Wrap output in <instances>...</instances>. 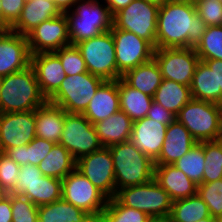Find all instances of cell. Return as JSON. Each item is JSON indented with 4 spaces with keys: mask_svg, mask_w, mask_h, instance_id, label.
Returning <instances> with one entry per match:
<instances>
[{
    "mask_svg": "<svg viewBox=\"0 0 222 222\" xmlns=\"http://www.w3.org/2000/svg\"><path fill=\"white\" fill-rule=\"evenodd\" d=\"M206 27L194 4L167 2L158 12L156 49L195 48Z\"/></svg>",
    "mask_w": 222,
    "mask_h": 222,
    "instance_id": "1",
    "label": "cell"
},
{
    "mask_svg": "<svg viewBox=\"0 0 222 222\" xmlns=\"http://www.w3.org/2000/svg\"><path fill=\"white\" fill-rule=\"evenodd\" d=\"M31 65L2 77L0 113L36 110L47 102Z\"/></svg>",
    "mask_w": 222,
    "mask_h": 222,
    "instance_id": "2",
    "label": "cell"
},
{
    "mask_svg": "<svg viewBox=\"0 0 222 222\" xmlns=\"http://www.w3.org/2000/svg\"><path fill=\"white\" fill-rule=\"evenodd\" d=\"M65 15L71 45L97 37L112 28L113 16L103 0H81Z\"/></svg>",
    "mask_w": 222,
    "mask_h": 222,
    "instance_id": "3",
    "label": "cell"
},
{
    "mask_svg": "<svg viewBox=\"0 0 222 222\" xmlns=\"http://www.w3.org/2000/svg\"><path fill=\"white\" fill-rule=\"evenodd\" d=\"M109 149L113 159L116 192L154 178V162L135 147L131 140L114 144Z\"/></svg>",
    "mask_w": 222,
    "mask_h": 222,
    "instance_id": "4",
    "label": "cell"
},
{
    "mask_svg": "<svg viewBox=\"0 0 222 222\" xmlns=\"http://www.w3.org/2000/svg\"><path fill=\"white\" fill-rule=\"evenodd\" d=\"M176 119L198 143L222 139V107L220 104L191 99Z\"/></svg>",
    "mask_w": 222,
    "mask_h": 222,
    "instance_id": "5",
    "label": "cell"
},
{
    "mask_svg": "<svg viewBox=\"0 0 222 222\" xmlns=\"http://www.w3.org/2000/svg\"><path fill=\"white\" fill-rule=\"evenodd\" d=\"M115 198L122 205L143 211L152 218H169L172 210L173 201L154 178L144 184L119 189Z\"/></svg>",
    "mask_w": 222,
    "mask_h": 222,
    "instance_id": "6",
    "label": "cell"
},
{
    "mask_svg": "<svg viewBox=\"0 0 222 222\" xmlns=\"http://www.w3.org/2000/svg\"><path fill=\"white\" fill-rule=\"evenodd\" d=\"M105 82L89 72L66 76L59 89L48 99L67 113L83 114L98 88Z\"/></svg>",
    "mask_w": 222,
    "mask_h": 222,
    "instance_id": "7",
    "label": "cell"
},
{
    "mask_svg": "<svg viewBox=\"0 0 222 222\" xmlns=\"http://www.w3.org/2000/svg\"><path fill=\"white\" fill-rule=\"evenodd\" d=\"M87 71L105 81L117 80L115 43L111 31L76 44Z\"/></svg>",
    "mask_w": 222,
    "mask_h": 222,
    "instance_id": "8",
    "label": "cell"
},
{
    "mask_svg": "<svg viewBox=\"0 0 222 222\" xmlns=\"http://www.w3.org/2000/svg\"><path fill=\"white\" fill-rule=\"evenodd\" d=\"M158 12L159 7L146 0H133L113 15L112 26L136 34L156 49Z\"/></svg>",
    "mask_w": 222,
    "mask_h": 222,
    "instance_id": "9",
    "label": "cell"
},
{
    "mask_svg": "<svg viewBox=\"0 0 222 222\" xmlns=\"http://www.w3.org/2000/svg\"><path fill=\"white\" fill-rule=\"evenodd\" d=\"M59 144L63 145L75 160L103 147L94 125L83 114L67 112L64 114V129Z\"/></svg>",
    "mask_w": 222,
    "mask_h": 222,
    "instance_id": "10",
    "label": "cell"
},
{
    "mask_svg": "<svg viewBox=\"0 0 222 222\" xmlns=\"http://www.w3.org/2000/svg\"><path fill=\"white\" fill-rule=\"evenodd\" d=\"M153 59L158 64L163 79L187 86L191 85L200 62L194 47L155 49Z\"/></svg>",
    "mask_w": 222,
    "mask_h": 222,
    "instance_id": "11",
    "label": "cell"
},
{
    "mask_svg": "<svg viewBox=\"0 0 222 222\" xmlns=\"http://www.w3.org/2000/svg\"><path fill=\"white\" fill-rule=\"evenodd\" d=\"M117 63V80L127 71L153 59L155 48L136 34L112 26Z\"/></svg>",
    "mask_w": 222,
    "mask_h": 222,
    "instance_id": "12",
    "label": "cell"
},
{
    "mask_svg": "<svg viewBox=\"0 0 222 222\" xmlns=\"http://www.w3.org/2000/svg\"><path fill=\"white\" fill-rule=\"evenodd\" d=\"M76 170L84 175L108 199L115 197V172L109 147H102L76 160Z\"/></svg>",
    "mask_w": 222,
    "mask_h": 222,
    "instance_id": "13",
    "label": "cell"
},
{
    "mask_svg": "<svg viewBox=\"0 0 222 222\" xmlns=\"http://www.w3.org/2000/svg\"><path fill=\"white\" fill-rule=\"evenodd\" d=\"M62 199L86 213H103L108 198L74 169L62 179Z\"/></svg>",
    "mask_w": 222,
    "mask_h": 222,
    "instance_id": "14",
    "label": "cell"
},
{
    "mask_svg": "<svg viewBox=\"0 0 222 222\" xmlns=\"http://www.w3.org/2000/svg\"><path fill=\"white\" fill-rule=\"evenodd\" d=\"M31 55L51 53L70 45L68 19L65 13L43 21L27 35Z\"/></svg>",
    "mask_w": 222,
    "mask_h": 222,
    "instance_id": "15",
    "label": "cell"
},
{
    "mask_svg": "<svg viewBox=\"0 0 222 222\" xmlns=\"http://www.w3.org/2000/svg\"><path fill=\"white\" fill-rule=\"evenodd\" d=\"M35 110L0 113V152L27 145L36 137Z\"/></svg>",
    "mask_w": 222,
    "mask_h": 222,
    "instance_id": "16",
    "label": "cell"
},
{
    "mask_svg": "<svg viewBox=\"0 0 222 222\" xmlns=\"http://www.w3.org/2000/svg\"><path fill=\"white\" fill-rule=\"evenodd\" d=\"M30 63L27 37L11 30H0V76L24 70Z\"/></svg>",
    "mask_w": 222,
    "mask_h": 222,
    "instance_id": "17",
    "label": "cell"
},
{
    "mask_svg": "<svg viewBox=\"0 0 222 222\" xmlns=\"http://www.w3.org/2000/svg\"><path fill=\"white\" fill-rule=\"evenodd\" d=\"M167 126L146 116L133 122L130 140L135 147L155 162L161 152Z\"/></svg>",
    "mask_w": 222,
    "mask_h": 222,
    "instance_id": "18",
    "label": "cell"
},
{
    "mask_svg": "<svg viewBox=\"0 0 222 222\" xmlns=\"http://www.w3.org/2000/svg\"><path fill=\"white\" fill-rule=\"evenodd\" d=\"M30 65L35 71L41 92L48 100L67 76L60 59L53 52L37 53L31 55Z\"/></svg>",
    "mask_w": 222,
    "mask_h": 222,
    "instance_id": "19",
    "label": "cell"
},
{
    "mask_svg": "<svg viewBox=\"0 0 222 222\" xmlns=\"http://www.w3.org/2000/svg\"><path fill=\"white\" fill-rule=\"evenodd\" d=\"M154 179L169 194L172 201L197 194L198 185L174 164L155 165Z\"/></svg>",
    "mask_w": 222,
    "mask_h": 222,
    "instance_id": "20",
    "label": "cell"
},
{
    "mask_svg": "<svg viewBox=\"0 0 222 222\" xmlns=\"http://www.w3.org/2000/svg\"><path fill=\"white\" fill-rule=\"evenodd\" d=\"M197 142L177 119L167 126L161 152L154 165L173 164Z\"/></svg>",
    "mask_w": 222,
    "mask_h": 222,
    "instance_id": "21",
    "label": "cell"
},
{
    "mask_svg": "<svg viewBox=\"0 0 222 222\" xmlns=\"http://www.w3.org/2000/svg\"><path fill=\"white\" fill-rule=\"evenodd\" d=\"M119 110L118 80L105 81L90 100L83 115L94 125Z\"/></svg>",
    "mask_w": 222,
    "mask_h": 222,
    "instance_id": "22",
    "label": "cell"
},
{
    "mask_svg": "<svg viewBox=\"0 0 222 222\" xmlns=\"http://www.w3.org/2000/svg\"><path fill=\"white\" fill-rule=\"evenodd\" d=\"M60 14L61 12L52 0H29L25 2L20 17L10 27V30L26 36L43 21Z\"/></svg>",
    "mask_w": 222,
    "mask_h": 222,
    "instance_id": "23",
    "label": "cell"
},
{
    "mask_svg": "<svg viewBox=\"0 0 222 222\" xmlns=\"http://www.w3.org/2000/svg\"><path fill=\"white\" fill-rule=\"evenodd\" d=\"M131 118L122 110L94 124L103 147L129 141L132 134Z\"/></svg>",
    "mask_w": 222,
    "mask_h": 222,
    "instance_id": "24",
    "label": "cell"
},
{
    "mask_svg": "<svg viewBox=\"0 0 222 222\" xmlns=\"http://www.w3.org/2000/svg\"><path fill=\"white\" fill-rule=\"evenodd\" d=\"M66 111L47 101L35 110L36 136L59 144Z\"/></svg>",
    "mask_w": 222,
    "mask_h": 222,
    "instance_id": "25",
    "label": "cell"
},
{
    "mask_svg": "<svg viewBox=\"0 0 222 222\" xmlns=\"http://www.w3.org/2000/svg\"><path fill=\"white\" fill-rule=\"evenodd\" d=\"M121 78L132 88L152 97L163 80L159 66L154 59L127 71Z\"/></svg>",
    "mask_w": 222,
    "mask_h": 222,
    "instance_id": "26",
    "label": "cell"
},
{
    "mask_svg": "<svg viewBox=\"0 0 222 222\" xmlns=\"http://www.w3.org/2000/svg\"><path fill=\"white\" fill-rule=\"evenodd\" d=\"M190 91L193 99L216 103L215 59L200 60Z\"/></svg>",
    "mask_w": 222,
    "mask_h": 222,
    "instance_id": "27",
    "label": "cell"
},
{
    "mask_svg": "<svg viewBox=\"0 0 222 222\" xmlns=\"http://www.w3.org/2000/svg\"><path fill=\"white\" fill-rule=\"evenodd\" d=\"M120 110L134 122L147 116L153 97L129 86L122 78L118 79Z\"/></svg>",
    "mask_w": 222,
    "mask_h": 222,
    "instance_id": "28",
    "label": "cell"
},
{
    "mask_svg": "<svg viewBox=\"0 0 222 222\" xmlns=\"http://www.w3.org/2000/svg\"><path fill=\"white\" fill-rule=\"evenodd\" d=\"M191 99L190 86L167 79L162 80L153 96V101L159 103L176 116Z\"/></svg>",
    "mask_w": 222,
    "mask_h": 222,
    "instance_id": "29",
    "label": "cell"
},
{
    "mask_svg": "<svg viewBox=\"0 0 222 222\" xmlns=\"http://www.w3.org/2000/svg\"><path fill=\"white\" fill-rule=\"evenodd\" d=\"M76 167V160L61 144H55L45 158L38 164L44 176L65 178Z\"/></svg>",
    "mask_w": 222,
    "mask_h": 222,
    "instance_id": "30",
    "label": "cell"
},
{
    "mask_svg": "<svg viewBox=\"0 0 222 222\" xmlns=\"http://www.w3.org/2000/svg\"><path fill=\"white\" fill-rule=\"evenodd\" d=\"M54 145L55 143L36 136L29 144L9 148L4 153L19 166H38Z\"/></svg>",
    "mask_w": 222,
    "mask_h": 222,
    "instance_id": "31",
    "label": "cell"
},
{
    "mask_svg": "<svg viewBox=\"0 0 222 222\" xmlns=\"http://www.w3.org/2000/svg\"><path fill=\"white\" fill-rule=\"evenodd\" d=\"M21 196L28 198L37 207L50 204L62 198V180L43 175Z\"/></svg>",
    "mask_w": 222,
    "mask_h": 222,
    "instance_id": "32",
    "label": "cell"
},
{
    "mask_svg": "<svg viewBox=\"0 0 222 222\" xmlns=\"http://www.w3.org/2000/svg\"><path fill=\"white\" fill-rule=\"evenodd\" d=\"M211 216L208 206L198 194L173 201L169 218L173 222H196Z\"/></svg>",
    "mask_w": 222,
    "mask_h": 222,
    "instance_id": "33",
    "label": "cell"
},
{
    "mask_svg": "<svg viewBox=\"0 0 222 222\" xmlns=\"http://www.w3.org/2000/svg\"><path fill=\"white\" fill-rule=\"evenodd\" d=\"M87 213L63 200L38 207L41 222H80Z\"/></svg>",
    "mask_w": 222,
    "mask_h": 222,
    "instance_id": "34",
    "label": "cell"
},
{
    "mask_svg": "<svg viewBox=\"0 0 222 222\" xmlns=\"http://www.w3.org/2000/svg\"><path fill=\"white\" fill-rule=\"evenodd\" d=\"M204 162V142H197L173 164L176 168L183 171L195 184L199 185L203 183Z\"/></svg>",
    "mask_w": 222,
    "mask_h": 222,
    "instance_id": "35",
    "label": "cell"
},
{
    "mask_svg": "<svg viewBox=\"0 0 222 222\" xmlns=\"http://www.w3.org/2000/svg\"><path fill=\"white\" fill-rule=\"evenodd\" d=\"M203 183L222 179V139L204 142Z\"/></svg>",
    "mask_w": 222,
    "mask_h": 222,
    "instance_id": "36",
    "label": "cell"
},
{
    "mask_svg": "<svg viewBox=\"0 0 222 222\" xmlns=\"http://www.w3.org/2000/svg\"><path fill=\"white\" fill-rule=\"evenodd\" d=\"M195 50L200 60H222V26H207Z\"/></svg>",
    "mask_w": 222,
    "mask_h": 222,
    "instance_id": "37",
    "label": "cell"
},
{
    "mask_svg": "<svg viewBox=\"0 0 222 222\" xmlns=\"http://www.w3.org/2000/svg\"><path fill=\"white\" fill-rule=\"evenodd\" d=\"M149 218L143 211L122 205L115 197L108 199L103 210V222H147Z\"/></svg>",
    "mask_w": 222,
    "mask_h": 222,
    "instance_id": "38",
    "label": "cell"
},
{
    "mask_svg": "<svg viewBox=\"0 0 222 222\" xmlns=\"http://www.w3.org/2000/svg\"><path fill=\"white\" fill-rule=\"evenodd\" d=\"M197 194L208 206L210 215L222 219V179L199 184Z\"/></svg>",
    "mask_w": 222,
    "mask_h": 222,
    "instance_id": "39",
    "label": "cell"
},
{
    "mask_svg": "<svg viewBox=\"0 0 222 222\" xmlns=\"http://www.w3.org/2000/svg\"><path fill=\"white\" fill-rule=\"evenodd\" d=\"M63 66L67 76L88 72L85 61L76 45H67L53 52Z\"/></svg>",
    "mask_w": 222,
    "mask_h": 222,
    "instance_id": "40",
    "label": "cell"
},
{
    "mask_svg": "<svg viewBox=\"0 0 222 222\" xmlns=\"http://www.w3.org/2000/svg\"><path fill=\"white\" fill-rule=\"evenodd\" d=\"M12 222H37L38 207L28 198L11 193Z\"/></svg>",
    "mask_w": 222,
    "mask_h": 222,
    "instance_id": "41",
    "label": "cell"
},
{
    "mask_svg": "<svg viewBox=\"0 0 222 222\" xmlns=\"http://www.w3.org/2000/svg\"><path fill=\"white\" fill-rule=\"evenodd\" d=\"M20 168L21 166L13 159L9 158L5 153L0 152V188L7 194L15 189Z\"/></svg>",
    "mask_w": 222,
    "mask_h": 222,
    "instance_id": "42",
    "label": "cell"
},
{
    "mask_svg": "<svg viewBox=\"0 0 222 222\" xmlns=\"http://www.w3.org/2000/svg\"><path fill=\"white\" fill-rule=\"evenodd\" d=\"M195 6L197 14L206 26H222L221 0H199Z\"/></svg>",
    "mask_w": 222,
    "mask_h": 222,
    "instance_id": "43",
    "label": "cell"
},
{
    "mask_svg": "<svg viewBox=\"0 0 222 222\" xmlns=\"http://www.w3.org/2000/svg\"><path fill=\"white\" fill-rule=\"evenodd\" d=\"M43 174L38 166L27 164L21 166L15 189L11 192L14 195H22L27 188H30Z\"/></svg>",
    "mask_w": 222,
    "mask_h": 222,
    "instance_id": "44",
    "label": "cell"
},
{
    "mask_svg": "<svg viewBox=\"0 0 222 222\" xmlns=\"http://www.w3.org/2000/svg\"><path fill=\"white\" fill-rule=\"evenodd\" d=\"M26 0H1L2 3V30H10V27L20 17Z\"/></svg>",
    "mask_w": 222,
    "mask_h": 222,
    "instance_id": "45",
    "label": "cell"
},
{
    "mask_svg": "<svg viewBox=\"0 0 222 222\" xmlns=\"http://www.w3.org/2000/svg\"><path fill=\"white\" fill-rule=\"evenodd\" d=\"M147 117L157 120L162 124L169 125L176 120V115L165 109L159 103L152 101L151 107L148 110Z\"/></svg>",
    "mask_w": 222,
    "mask_h": 222,
    "instance_id": "46",
    "label": "cell"
},
{
    "mask_svg": "<svg viewBox=\"0 0 222 222\" xmlns=\"http://www.w3.org/2000/svg\"><path fill=\"white\" fill-rule=\"evenodd\" d=\"M0 222H12L11 193L0 201Z\"/></svg>",
    "mask_w": 222,
    "mask_h": 222,
    "instance_id": "47",
    "label": "cell"
},
{
    "mask_svg": "<svg viewBox=\"0 0 222 222\" xmlns=\"http://www.w3.org/2000/svg\"><path fill=\"white\" fill-rule=\"evenodd\" d=\"M216 103L222 104V60H215Z\"/></svg>",
    "mask_w": 222,
    "mask_h": 222,
    "instance_id": "48",
    "label": "cell"
},
{
    "mask_svg": "<svg viewBox=\"0 0 222 222\" xmlns=\"http://www.w3.org/2000/svg\"><path fill=\"white\" fill-rule=\"evenodd\" d=\"M106 6L109 8L111 15L119 12L123 8H126L133 0H103Z\"/></svg>",
    "mask_w": 222,
    "mask_h": 222,
    "instance_id": "49",
    "label": "cell"
},
{
    "mask_svg": "<svg viewBox=\"0 0 222 222\" xmlns=\"http://www.w3.org/2000/svg\"><path fill=\"white\" fill-rule=\"evenodd\" d=\"M61 13H65L81 0H52Z\"/></svg>",
    "mask_w": 222,
    "mask_h": 222,
    "instance_id": "50",
    "label": "cell"
},
{
    "mask_svg": "<svg viewBox=\"0 0 222 222\" xmlns=\"http://www.w3.org/2000/svg\"><path fill=\"white\" fill-rule=\"evenodd\" d=\"M80 222H103V213H87Z\"/></svg>",
    "mask_w": 222,
    "mask_h": 222,
    "instance_id": "51",
    "label": "cell"
},
{
    "mask_svg": "<svg viewBox=\"0 0 222 222\" xmlns=\"http://www.w3.org/2000/svg\"><path fill=\"white\" fill-rule=\"evenodd\" d=\"M149 4L155 5L157 7H163L167 2L171 0H146Z\"/></svg>",
    "mask_w": 222,
    "mask_h": 222,
    "instance_id": "52",
    "label": "cell"
},
{
    "mask_svg": "<svg viewBox=\"0 0 222 222\" xmlns=\"http://www.w3.org/2000/svg\"><path fill=\"white\" fill-rule=\"evenodd\" d=\"M196 222H218L217 219L213 218L212 216H209L207 218H204V219H201V220H198Z\"/></svg>",
    "mask_w": 222,
    "mask_h": 222,
    "instance_id": "53",
    "label": "cell"
},
{
    "mask_svg": "<svg viewBox=\"0 0 222 222\" xmlns=\"http://www.w3.org/2000/svg\"><path fill=\"white\" fill-rule=\"evenodd\" d=\"M173 2H181V3H191V4H196L199 0H171Z\"/></svg>",
    "mask_w": 222,
    "mask_h": 222,
    "instance_id": "54",
    "label": "cell"
},
{
    "mask_svg": "<svg viewBox=\"0 0 222 222\" xmlns=\"http://www.w3.org/2000/svg\"><path fill=\"white\" fill-rule=\"evenodd\" d=\"M147 222H163V218H152V217H150Z\"/></svg>",
    "mask_w": 222,
    "mask_h": 222,
    "instance_id": "55",
    "label": "cell"
},
{
    "mask_svg": "<svg viewBox=\"0 0 222 222\" xmlns=\"http://www.w3.org/2000/svg\"><path fill=\"white\" fill-rule=\"evenodd\" d=\"M0 30H2V3L0 0Z\"/></svg>",
    "mask_w": 222,
    "mask_h": 222,
    "instance_id": "56",
    "label": "cell"
},
{
    "mask_svg": "<svg viewBox=\"0 0 222 222\" xmlns=\"http://www.w3.org/2000/svg\"><path fill=\"white\" fill-rule=\"evenodd\" d=\"M7 195V193L0 188V201Z\"/></svg>",
    "mask_w": 222,
    "mask_h": 222,
    "instance_id": "57",
    "label": "cell"
},
{
    "mask_svg": "<svg viewBox=\"0 0 222 222\" xmlns=\"http://www.w3.org/2000/svg\"><path fill=\"white\" fill-rule=\"evenodd\" d=\"M163 222H173L170 218H163Z\"/></svg>",
    "mask_w": 222,
    "mask_h": 222,
    "instance_id": "58",
    "label": "cell"
}]
</instances>
